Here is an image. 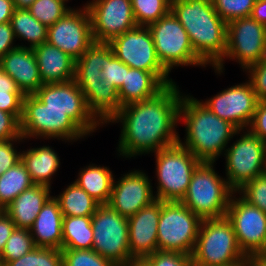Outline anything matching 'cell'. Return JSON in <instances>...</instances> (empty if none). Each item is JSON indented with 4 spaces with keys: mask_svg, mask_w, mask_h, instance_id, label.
<instances>
[{
    "mask_svg": "<svg viewBox=\"0 0 266 266\" xmlns=\"http://www.w3.org/2000/svg\"><path fill=\"white\" fill-rule=\"evenodd\" d=\"M182 96L175 82L153 98L121 107L107 123H121L118 155L130 159L176 144Z\"/></svg>",
    "mask_w": 266,
    "mask_h": 266,
    "instance_id": "cell-1",
    "label": "cell"
},
{
    "mask_svg": "<svg viewBox=\"0 0 266 266\" xmlns=\"http://www.w3.org/2000/svg\"><path fill=\"white\" fill-rule=\"evenodd\" d=\"M180 120L186 126V139L183 143L179 135L178 142L201 162L215 163L217 157L224 155L231 139L241 134L236 126L219 118L192 95L182 96L179 122Z\"/></svg>",
    "mask_w": 266,
    "mask_h": 266,
    "instance_id": "cell-2",
    "label": "cell"
},
{
    "mask_svg": "<svg viewBox=\"0 0 266 266\" xmlns=\"http://www.w3.org/2000/svg\"><path fill=\"white\" fill-rule=\"evenodd\" d=\"M171 11L189 35L196 55L213 68L225 56L227 23L207 0H171Z\"/></svg>",
    "mask_w": 266,
    "mask_h": 266,
    "instance_id": "cell-3",
    "label": "cell"
},
{
    "mask_svg": "<svg viewBox=\"0 0 266 266\" xmlns=\"http://www.w3.org/2000/svg\"><path fill=\"white\" fill-rule=\"evenodd\" d=\"M230 220L224 216L201 221L192 253L195 266H245Z\"/></svg>",
    "mask_w": 266,
    "mask_h": 266,
    "instance_id": "cell-4",
    "label": "cell"
},
{
    "mask_svg": "<svg viewBox=\"0 0 266 266\" xmlns=\"http://www.w3.org/2000/svg\"><path fill=\"white\" fill-rule=\"evenodd\" d=\"M234 192L225 177L216 173L214 162H201L180 202L201 220L220 218L226 216Z\"/></svg>",
    "mask_w": 266,
    "mask_h": 266,
    "instance_id": "cell-5",
    "label": "cell"
},
{
    "mask_svg": "<svg viewBox=\"0 0 266 266\" xmlns=\"http://www.w3.org/2000/svg\"><path fill=\"white\" fill-rule=\"evenodd\" d=\"M20 129L24 140L33 137L72 142L87 137L63 110L48 109L34 95H24Z\"/></svg>",
    "mask_w": 266,
    "mask_h": 266,
    "instance_id": "cell-6",
    "label": "cell"
},
{
    "mask_svg": "<svg viewBox=\"0 0 266 266\" xmlns=\"http://www.w3.org/2000/svg\"><path fill=\"white\" fill-rule=\"evenodd\" d=\"M156 158V200L181 201L192 174L201 161L179 142L154 152Z\"/></svg>",
    "mask_w": 266,
    "mask_h": 266,
    "instance_id": "cell-7",
    "label": "cell"
},
{
    "mask_svg": "<svg viewBox=\"0 0 266 266\" xmlns=\"http://www.w3.org/2000/svg\"><path fill=\"white\" fill-rule=\"evenodd\" d=\"M201 221L180 201H161L158 250L192 255Z\"/></svg>",
    "mask_w": 266,
    "mask_h": 266,
    "instance_id": "cell-8",
    "label": "cell"
},
{
    "mask_svg": "<svg viewBox=\"0 0 266 266\" xmlns=\"http://www.w3.org/2000/svg\"><path fill=\"white\" fill-rule=\"evenodd\" d=\"M148 28L158 59L169 72L175 66L207 67L196 55L189 35L171 10Z\"/></svg>",
    "mask_w": 266,
    "mask_h": 266,
    "instance_id": "cell-9",
    "label": "cell"
},
{
    "mask_svg": "<svg viewBox=\"0 0 266 266\" xmlns=\"http://www.w3.org/2000/svg\"><path fill=\"white\" fill-rule=\"evenodd\" d=\"M92 249L116 266L132 261L129 251L128 218L108 204L99 205L92 215Z\"/></svg>",
    "mask_w": 266,
    "mask_h": 266,
    "instance_id": "cell-10",
    "label": "cell"
},
{
    "mask_svg": "<svg viewBox=\"0 0 266 266\" xmlns=\"http://www.w3.org/2000/svg\"><path fill=\"white\" fill-rule=\"evenodd\" d=\"M266 56V26L251 16L227 23V46L225 56L214 67L218 75L223 73L225 59H234L243 72Z\"/></svg>",
    "mask_w": 266,
    "mask_h": 266,
    "instance_id": "cell-11",
    "label": "cell"
},
{
    "mask_svg": "<svg viewBox=\"0 0 266 266\" xmlns=\"http://www.w3.org/2000/svg\"><path fill=\"white\" fill-rule=\"evenodd\" d=\"M242 130L240 138L226 148V180L236 192L244 184L266 172V142Z\"/></svg>",
    "mask_w": 266,
    "mask_h": 266,
    "instance_id": "cell-12",
    "label": "cell"
},
{
    "mask_svg": "<svg viewBox=\"0 0 266 266\" xmlns=\"http://www.w3.org/2000/svg\"><path fill=\"white\" fill-rule=\"evenodd\" d=\"M109 45L114 55L128 67L152 72L165 86L175 83L158 59L148 26H136L113 38Z\"/></svg>",
    "mask_w": 266,
    "mask_h": 266,
    "instance_id": "cell-13",
    "label": "cell"
},
{
    "mask_svg": "<svg viewBox=\"0 0 266 266\" xmlns=\"http://www.w3.org/2000/svg\"><path fill=\"white\" fill-rule=\"evenodd\" d=\"M48 109L63 110L88 136L103 124L89 110L75 80L43 84L34 94Z\"/></svg>",
    "mask_w": 266,
    "mask_h": 266,
    "instance_id": "cell-14",
    "label": "cell"
},
{
    "mask_svg": "<svg viewBox=\"0 0 266 266\" xmlns=\"http://www.w3.org/2000/svg\"><path fill=\"white\" fill-rule=\"evenodd\" d=\"M73 8L48 27L47 42L75 61L94 43L88 9Z\"/></svg>",
    "mask_w": 266,
    "mask_h": 266,
    "instance_id": "cell-15",
    "label": "cell"
},
{
    "mask_svg": "<svg viewBox=\"0 0 266 266\" xmlns=\"http://www.w3.org/2000/svg\"><path fill=\"white\" fill-rule=\"evenodd\" d=\"M88 9L94 42L109 43L113 38L137 26L131 0H94Z\"/></svg>",
    "mask_w": 266,
    "mask_h": 266,
    "instance_id": "cell-16",
    "label": "cell"
},
{
    "mask_svg": "<svg viewBox=\"0 0 266 266\" xmlns=\"http://www.w3.org/2000/svg\"><path fill=\"white\" fill-rule=\"evenodd\" d=\"M200 102L219 118L229 121L242 131L250 126L259 100L247 80Z\"/></svg>",
    "mask_w": 266,
    "mask_h": 266,
    "instance_id": "cell-17",
    "label": "cell"
},
{
    "mask_svg": "<svg viewBox=\"0 0 266 266\" xmlns=\"http://www.w3.org/2000/svg\"><path fill=\"white\" fill-rule=\"evenodd\" d=\"M235 194V196H234ZM240 249L246 256L257 253L266 237V213L233 193L227 208Z\"/></svg>",
    "mask_w": 266,
    "mask_h": 266,
    "instance_id": "cell-18",
    "label": "cell"
},
{
    "mask_svg": "<svg viewBox=\"0 0 266 266\" xmlns=\"http://www.w3.org/2000/svg\"><path fill=\"white\" fill-rule=\"evenodd\" d=\"M117 180L114 178L108 205L120 215L129 218L156 200L152 180L143 170H131Z\"/></svg>",
    "mask_w": 266,
    "mask_h": 266,
    "instance_id": "cell-19",
    "label": "cell"
},
{
    "mask_svg": "<svg viewBox=\"0 0 266 266\" xmlns=\"http://www.w3.org/2000/svg\"><path fill=\"white\" fill-rule=\"evenodd\" d=\"M161 215V201L142 208L128 218L129 251L132 260H142L158 251L157 226Z\"/></svg>",
    "mask_w": 266,
    "mask_h": 266,
    "instance_id": "cell-20",
    "label": "cell"
},
{
    "mask_svg": "<svg viewBox=\"0 0 266 266\" xmlns=\"http://www.w3.org/2000/svg\"><path fill=\"white\" fill-rule=\"evenodd\" d=\"M0 67L15 82L23 95H33L42 85L35 53L28 47H16L0 59Z\"/></svg>",
    "mask_w": 266,
    "mask_h": 266,
    "instance_id": "cell-21",
    "label": "cell"
},
{
    "mask_svg": "<svg viewBox=\"0 0 266 266\" xmlns=\"http://www.w3.org/2000/svg\"><path fill=\"white\" fill-rule=\"evenodd\" d=\"M43 84L61 83L75 77V60L59 48L44 42L33 48Z\"/></svg>",
    "mask_w": 266,
    "mask_h": 266,
    "instance_id": "cell-22",
    "label": "cell"
},
{
    "mask_svg": "<svg viewBox=\"0 0 266 266\" xmlns=\"http://www.w3.org/2000/svg\"><path fill=\"white\" fill-rule=\"evenodd\" d=\"M63 218L58 201L51 196L29 230L36 247L62 249Z\"/></svg>",
    "mask_w": 266,
    "mask_h": 266,
    "instance_id": "cell-23",
    "label": "cell"
},
{
    "mask_svg": "<svg viewBox=\"0 0 266 266\" xmlns=\"http://www.w3.org/2000/svg\"><path fill=\"white\" fill-rule=\"evenodd\" d=\"M51 187L34 184L18 195L5 209L16 228L32 227L43 205L51 197Z\"/></svg>",
    "mask_w": 266,
    "mask_h": 266,
    "instance_id": "cell-24",
    "label": "cell"
},
{
    "mask_svg": "<svg viewBox=\"0 0 266 266\" xmlns=\"http://www.w3.org/2000/svg\"><path fill=\"white\" fill-rule=\"evenodd\" d=\"M85 95L89 110L103 124L108 121L120 110L118 90L113 83L105 79L95 84H77Z\"/></svg>",
    "mask_w": 266,
    "mask_h": 266,
    "instance_id": "cell-25",
    "label": "cell"
},
{
    "mask_svg": "<svg viewBox=\"0 0 266 266\" xmlns=\"http://www.w3.org/2000/svg\"><path fill=\"white\" fill-rule=\"evenodd\" d=\"M165 87L152 72L130 67L122 86L118 89L120 105L123 107L153 98Z\"/></svg>",
    "mask_w": 266,
    "mask_h": 266,
    "instance_id": "cell-26",
    "label": "cell"
},
{
    "mask_svg": "<svg viewBox=\"0 0 266 266\" xmlns=\"http://www.w3.org/2000/svg\"><path fill=\"white\" fill-rule=\"evenodd\" d=\"M21 161L26 166L34 184L51 187L52 176L60 168V158L56 151L48 146L31 148L21 151Z\"/></svg>",
    "mask_w": 266,
    "mask_h": 266,
    "instance_id": "cell-27",
    "label": "cell"
},
{
    "mask_svg": "<svg viewBox=\"0 0 266 266\" xmlns=\"http://www.w3.org/2000/svg\"><path fill=\"white\" fill-rule=\"evenodd\" d=\"M112 171L105 166L89 164L81 168L74 181L100 205L108 204L114 181Z\"/></svg>",
    "mask_w": 266,
    "mask_h": 266,
    "instance_id": "cell-28",
    "label": "cell"
},
{
    "mask_svg": "<svg viewBox=\"0 0 266 266\" xmlns=\"http://www.w3.org/2000/svg\"><path fill=\"white\" fill-rule=\"evenodd\" d=\"M10 24L16 39L28 41L29 46L20 47L35 48L47 42L48 28L32 16L28 9H14Z\"/></svg>",
    "mask_w": 266,
    "mask_h": 266,
    "instance_id": "cell-29",
    "label": "cell"
},
{
    "mask_svg": "<svg viewBox=\"0 0 266 266\" xmlns=\"http://www.w3.org/2000/svg\"><path fill=\"white\" fill-rule=\"evenodd\" d=\"M54 198L58 201L63 216H92L100 205L76 182L67 185V188Z\"/></svg>",
    "mask_w": 266,
    "mask_h": 266,
    "instance_id": "cell-30",
    "label": "cell"
},
{
    "mask_svg": "<svg viewBox=\"0 0 266 266\" xmlns=\"http://www.w3.org/2000/svg\"><path fill=\"white\" fill-rule=\"evenodd\" d=\"M92 216H64L62 225V249H92Z\"/></svg>",
    "mask_w": 266,
    "mask_h": 266,
    "instance_id": "cell-31",
    "label": "cell"
},
{
    "mask_svg": "<svg viewBox=\"0 0 266 266\" xmlns=\"http://www.w3.org/2000/svg\"><path fill=\"white\" fill-rule=\"evenodd\" d=\"M102 64H104V42H94L75 61L76 84H95L101 81Z\"/></svg>",
    "mask_w": 266,
    "mask_h": 266,
    "instance_id": "cell-32",
    "label": "cell"
},
{
    "mask_svg": "<svg viewBox=\"0 0 266 266\" xmlns=\"http://www.w3.org/2000/svg\"><path fill=\"white\" fill-rule=\"evenodd\" d=\"M22 161L0 176V210H4L18 195L33 186Z\"/></svg>",
    "mask_w": 266,
    "mask_h": 266,
    "instance_id": "cell-33",
    "label": "cell"
},
{
    "mask_svg": "<svg viewBox=\"0 0 266 266\" xmlns=\"http://www.w3.org/2000/svg\"><path fill=\"white\" fill-rule=\"evenodd\" d=\"M137 26H148L171 10V0H131Z\"/></svg>",
    "mask_w": 266,
    "mask_h": 266,
    "instance_id": "cell-34",
    "label": "cell"
},
{
    "mask_svg": "<svg viewBox=\"0 0 266 266\" xmlns=\"http://www.w3.org/2000/svg\"><path fill=\"white\" fill-rule=\"evenodd\" d=\"M67 0H35L28 10L34 18L47 28L56 23L72 8L67 7Z\"/></svg>",
    "mask_w": 266,
    "mask_h": 266,
    "instance_id": "cell-35",
    "label": "cell"
},
{
    "mask_svg": "<svg viewBox=\"0 0 266 266\" xmlns=\"http://www.w3.org/2000/svg\"><path fill=\"white\" fill-rule=\"evenodd\" d=\"M36 247L28 229L15 228L0 255L4 265L29 253Z\"/></svg>",
    "mask_w": 266,
    "mask_h": 266,
    "instance_id": "cell-36",
    "label": "cell"
},
{
    "mask_svg": "<svg viewBox=\"0 0 266 266\" xmlns=\"http://www.w3.org/2000/svg\"><path fill=\"white\" fill-rule=\"evenodd\" d=\"M4 266H63L62 252L55 248L35 247L24 256Z\"/></svg>",
    "mask_w": 266,
    "mask_h": 266,
    "instance_id": "cell-37",
    "label": "cell"
},
{
    "mask_svg": "<svg viewBox=\"0 0 266 266\" xmlns=\"http://www.w3.org/2000/svg\"><path fill=\"white\" fill-rule=\"evenodd\" d=\"M130 67L119 60L112 51L109 43H104V64H102V78L113 83L118 90L125 80L126 72Z\"/></svg>",
    "mask_w": 266,
    "mask_h": 266,
    "instance_id": "cell-38",
    "label": "cell"
},
{
    "mask_svg": "<svg viewBox=\"0 0 266 266\" xmlns=\"http://www.w3.org/2000/svg\"><path fill=\"white\" fill-rule=\"evenodd\" d=\"M63 266H116L93 249H61Z\"/></svg>",
    "mask_w": 266,
    "mask_h": 266,
    "instance_id": "cell-39",
    "label": "cell"
},
{
    "mask_svg": "<svg viewBox=\"0 0 266 266\" xmlns=\"http://www.w3.org/2000/svg\"><path fill=\"white\" fill-rule=\"evenodd\" d=\"M256 0H214L216 13L226 23L232 20L248 17Z\"/></svg>",
    "mask_w": 266,
    "mask_h": 266,
    "instance_id": "cell-40",
    "label": "cell"
},
{
    "mask_svg": "<svg viewBox=\"0 0 266 266\" xmlns=\"http://www.w3.org/2000/svg\"><path fill=\"white\" fill-rule=\"evenodd\" d=\"M236 193L266 213V173L247 182Z\"/></svg>",
    "mask_w": 266,
    "mask_h": 266,
    "instance_id": "cell-41",
    "label": "cell"
},
{
    "mask_svg": "<svg viewBox=\"0 0 266 266\" xmlns=\"http://www.w3.org/2000/svg\"><path fill=\"white\" fill-rule=\"evenodd\" d=\"M142 260L148 266H193L192 255L180 252L158 250Z\"/></svg>",
    "mask_w": 266,
    "mask_h": 266,
    "instance_id": "cell-42",
    "label": "cell"
},
{
    "mask_svg": "<svg viewBox=\"0 0 266 266\" xmlns=\"http://www.w3.org/2000/svg\"><path fill=\"white\" fill-rule=\"evenodd\" d=\"M249 82L259 101H266V56L246 70Z\"/></svg>",
    "mask_w": 266,
    "mask_h": 266,
    "instance_id": "cell-43",
    "label": "cell"
},
{
    "mask_svg": "<svg viewBox=\"0 0 266 266\" xmlns=\"http://www.w3.org/2000/svg\"><path fill=\"white\" fill-rule=\"evenodd\" d=\"M23 142V138L0 140V176L8 169L21 161V151H17L14 146L15 142Z\"/></svg>",
    "mask_w": 266,
    "mask_h": 266,
    "instance_id": "cell-44",
    "label": "cell"
},
{
    "mask_svg": "<svg viewBox=\"0 0 266 266\" xmlns=\"http://www.w3.org/2000/svg\"><path fill=\"white\" fill-rule=\"evenodd\" d=\"M20 120L14 115L0 110V140L20 139Z\"/></svg>",
    "mask_w": 266,
    "mask_h": 266,
    "instance_id": "cell-45",
    "label": "cell"
},
{
    "mask_svg": "<svg viewBox=\"0 0 266 266\" xmlns=\"http://www.w3.org/2000/svg\"><path fill=\"white\" fill-rule=\"evenodd\" d=\"M24 95L21 92H0V110L22 117Z\"/></svg>",
    "mask_w": 266,
    "mask_h": 266,
    "instance_id": "cell-46",
    "label": "cell"
},
{
    "mask_svg": "<svg viewBox=\"0 0 266 266\" xmlns=\"http://www.w3.org/2000/svg\"><path fill=\"white\" fill-rule=\"evenodd\" d=\"M248 130L266 142V101H259Z\"/></svg>",
    "mask_w": 266,
    "mask_h": 266,
    "instance_id": "cell-47",
    "label": "cell"
},
{
    "mask_svg": "<svg viewBox=\"0 0 266 266\" xmlns=\"http://www.w3.org/2000/svg\"><path fill=\"white\" fill-rule=\"evenodd\" d=\"M15 39L10 22L0 24V59L19 46V44L13 45L14 41H16Z\"/></svg>",
    "mask_w": 266,
    "mask_h": 266,
    "instance_id": "cell-48",
    "label": "cell"
},
{
    "mask_svg": "<svg viewBox=\"0 0 266 266\" xmlns=\"http://www.w3.org/2000/svg\"><path fill=\"white\" fill-rule=\"evenodd\" d=\"M16 226L4 210H0V255Z\"/></svg>",
    "mask_w": 266,
    "mask_h": 266,
    "instance_id": "cell-49",
    "label": "cell"
},
{
    "mask_svg": "<svg viewBox=\"0 0 266 266\" xmlns=\"http://www.w3.org/2000/svg\"><path fill=\"white\" fill-rule=\"evenodd\" d=\"M250 16L266 26V0H256Z\"/></svg>",
    "mask_w": 266,
    "mask_h": 266,
    "instance_id": "cell-50",
    "label": "cell"
},
{
    "mask_svg": "<svg viewBox=\"0 0 266 266\" xmlns=\"http://www.w3.org/2000/svg\"><path fill=\"white\" fill-rule=\"evenodd\" d=\"M0 92H21L16 82L0 67Z\"/></svg>",
    "mask_w": 266,
    "mask_h": 266,
    "instance_id": "cell-51",
    "label": "cell"
},
{
    "mask_svg": "<svg viewBox=\"0 0 266 266\" xmlns=\"http://www.w3.org/2000/svg\"><path fill=\"white\" fill-rule=\"evenodd\" d=\"M14 9L12 0H0V24L10 22Z\"/></svg>",
    "mask_w": 266,
    "mask_h": 266,
    "instance_id": "cell-52",
    "label": "cell"
},
{
    "mask_svg": "<svg viewBox=\"0 0 266 266\" xmlns=\"http://www.w3.org/2000/svg\"><path fill=\"white\" fill-rule=\"evenodd\" d=\"M245 266H266V256L251 254L247 256Z\"/></svg>",
    "mask_w": 266,
    "mask_h": 266,
    "instance_id": "cell-53",
    "label": "cell"
},
{
    "mask_svg": "<svg viewBox=\"0 0 266 266\" xmlns=\"http://www.w3.org/2000/svg\"><path fill=\"white\" fill-rule=\"evenodd\" d=\"M16 9H28L35 0H12Z\"/></svg>",
    "mask_w": 266,
    "mask_h": 266,
    "instance_id": "cell-54",
    "label": "cell"
},
{
    "mask_svg": "<svg viewBox=\"0 0 266 266\" xmlns=\"http://www.w3.org/2000/svg\"><path fill=\"white\" fill-rule=\"evenodd\" d=\"M126 266H148L143 260H132Z\"/></svg>",
    "mask_w": 266,
    "mask_h": 266,
    "instance_id": "cell-55",
    "label": "cell"
},
{
    "mask_svg": "<svg viewBox=\"0 0 266 266\" xmlns=\"http://www.w3.org/2000/svg\"><path fill=\"white\" fill-rule=\"evenodd\" d=\"M256 254L266 256V237L261 249Z\"/></svg>",
    "mask_w": 266,
    "mask_h": 266,
    "instance_id": "cell-56",
    "label": "cell"
},
{
    "mask_svg": "<svg viewBox=\"0 0 266 266\" xmlns=\"http://www.w3.org/2000/svg\"><path fill=\"white\" fill-rule=\"evenodd\" d=\"M0 266H4V263H3V261L1 260V258H0Z\"/></svg>",
    "mask_w": 266,
    "mask_h": 266,
    "instance_id": "cell-57",
    "label": "cell"
}]
</instances>
